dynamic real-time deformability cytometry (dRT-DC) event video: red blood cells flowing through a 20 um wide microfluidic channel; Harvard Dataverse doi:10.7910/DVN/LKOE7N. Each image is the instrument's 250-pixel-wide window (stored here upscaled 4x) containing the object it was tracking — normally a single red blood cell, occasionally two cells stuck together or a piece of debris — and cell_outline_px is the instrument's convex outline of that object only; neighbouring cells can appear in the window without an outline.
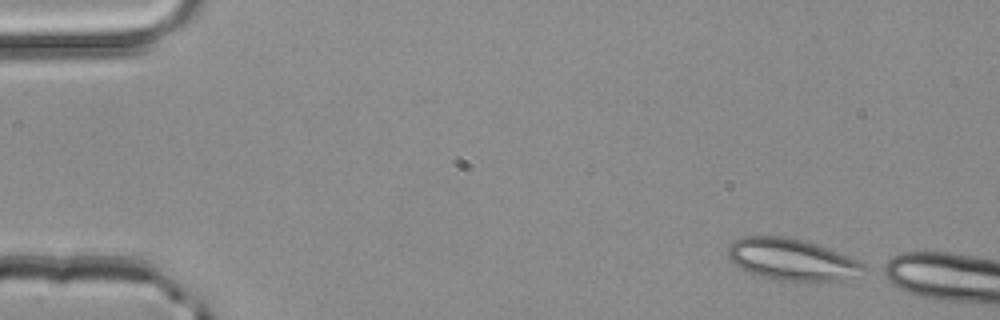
{"species": "common noctule bat (a hibernating species)", "species_latin": "Nyctalus noctula", "temperature_condition": "room temperature", "stored_images_in_passage": 2, "camera_frame_rate_fps": 3000, "um_per_image_px": 0.085, "animal": {"sex": "male", "body_mass_g": 20.4}, "frame": {"image": 1, "passage_image": 2, "time_ms": 0.333, "image_size_px": [1000, 320], "cell_outline_px": [[864, 268], [848, 280], [780, 280], [764, 276], [752, 272], [728, 260], [728, 248], [736, 240], [744, 236], [784, 236], [804, 240], [828, 248], [848, 256], [864, 264]], "centroid_in_image_um": [67.29, 22.03], "position_along_channel_um": 17.7, "area_um2": 32.02}}